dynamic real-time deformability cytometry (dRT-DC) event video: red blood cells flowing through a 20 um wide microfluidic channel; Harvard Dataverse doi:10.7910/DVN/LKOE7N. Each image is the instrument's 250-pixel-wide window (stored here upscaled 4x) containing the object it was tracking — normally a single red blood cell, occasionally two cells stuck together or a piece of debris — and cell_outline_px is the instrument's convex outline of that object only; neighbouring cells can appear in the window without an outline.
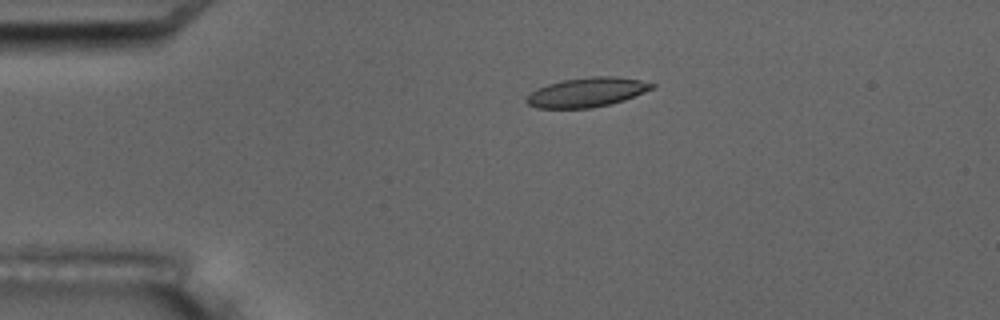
{"species": "common noctule bat (a hibernating species)", "species_latin": "Nyctalus noctula", "temperature_condition": "room temperature", "stored_images_in_passage": 8, "camera_frame_rate_fps": 3000, "um_per_image_px": 0.085, "animal": {"sex": "male", "body_mass_g": 17.5, "forearm_length_mm": 52.3}, "frame": {"image": 1, "passage_image": 4, "time_ms": 3.667, "image_size_px": [1000, 320], "cell_outline_px": [[656, 88], [624, 100], [612, 104], [592, 108], [536, 108], [528, 104], [524, 100], [532, 92], [548, 84], [564, 80], [592, 76], [616, 76], [640, 80], [656, 84]], "centroid_in_image_um": [49.94, 7.85], "position_along_channel_um": 35.1, "area_um2": 21.5}}
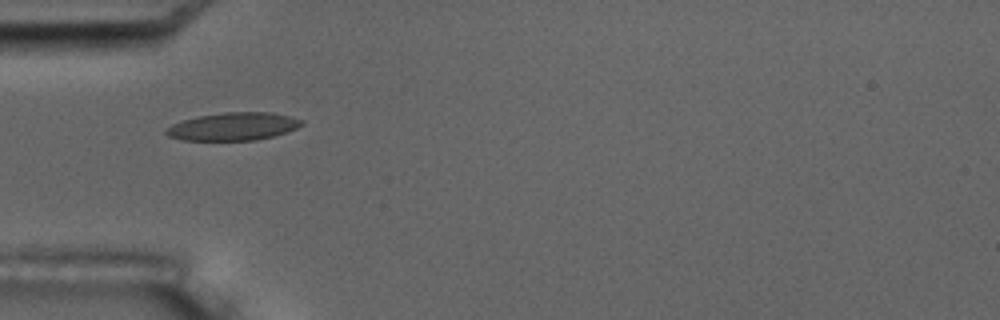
{"frame": {"image": 2, "passage_image": 6, "time_ms": 5.667, "image_size_px": [1000, 320], "cell_outline_px": [[304, 124], [296, 128], [272, 136], [256, 140], [184, 140], [168, 136], [164, 132], [164, 128], [180, 120], [196, 116], [224, 112], [272, 112], [304, 120]], "centroid_in_image_um": [19.77, 10.74], "position_along_channel_um": 65.2, "area_um2": 22.08}}